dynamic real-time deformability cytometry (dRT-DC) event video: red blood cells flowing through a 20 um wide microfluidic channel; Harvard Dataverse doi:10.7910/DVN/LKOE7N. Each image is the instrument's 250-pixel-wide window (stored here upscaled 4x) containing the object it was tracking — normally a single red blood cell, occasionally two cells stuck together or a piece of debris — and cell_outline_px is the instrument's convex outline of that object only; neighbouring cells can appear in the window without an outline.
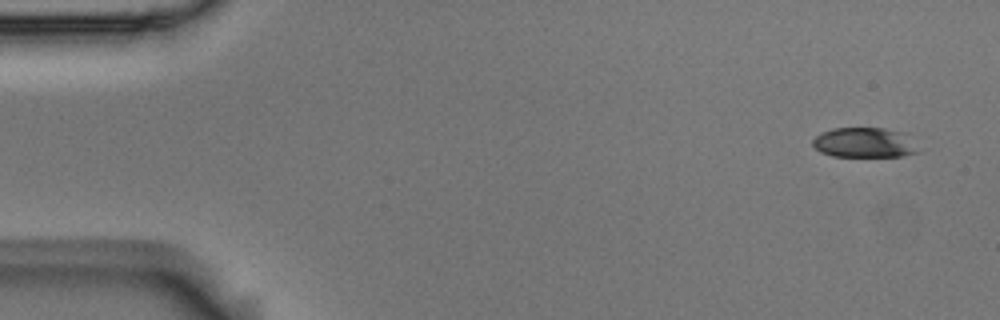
{"species": "Egyptian fruit bat (a non-hibernating species)", "species_latin": "Rousettus aegyptiacus", "temperature_condition": "room temperature", "stored_images_in_passage": 4, "camera_frame_rate_fps": 3000, "um_per_image_px": 0.085, "animal": {"sex": "male"}, "frame": {"image": 1, "passage_image": 1, "time_ms": 0.0, "image_size_px": [1000, 320], "cell_outline_px": [[916, 152], [900, 156], [832, 156], [820, 152], [812, 144], [812, 140], [820, 132], [832, 128], [884, 128], [908, 132]], "centroid_in_image_um": [73.42, 12.1], "position_along_channel_um": 11.6, "area_um2": 18.38}}